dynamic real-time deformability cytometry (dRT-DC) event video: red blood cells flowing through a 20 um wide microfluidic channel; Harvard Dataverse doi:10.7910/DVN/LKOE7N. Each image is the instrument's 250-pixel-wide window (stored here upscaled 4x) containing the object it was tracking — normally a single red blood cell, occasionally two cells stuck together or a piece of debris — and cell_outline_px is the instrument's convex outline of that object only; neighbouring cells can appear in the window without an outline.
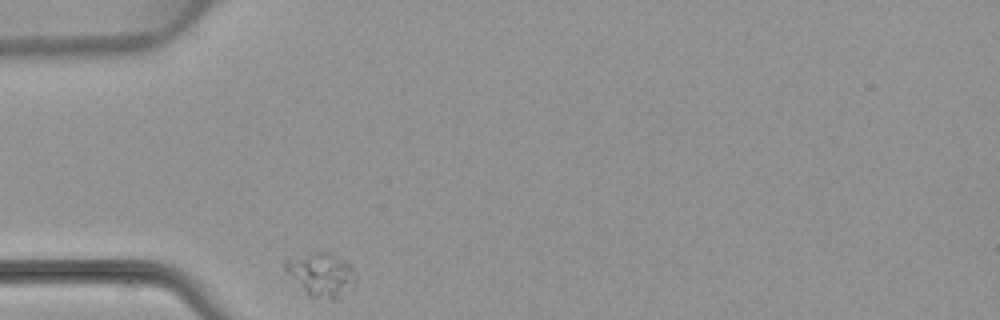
{"species": "common noctule bat (a hibernating species)", "species_latin": "Nyctalus noctula", "temperature_condition": "warm", "stored_images_in_passage": 1, "camera_frame_rate_fps": 3000, "um_per_image_px": 0.085, "animal": {"sex": "female", "body_mass_g": 22.7, "forearm_length_mm": 54.2}, "frame": {"image": 1, "passage_image": 1, "time_ms": 0.0, "image_size_px": [1000, 320], "cell_outline_px": [[356, 280], [352, 288], [336, 300], [332, 300], [308, 296], [284, 268], [284, 260], [316, 252], [324, 252], [344, 260], [352, 268], [356, 276]], "centroid_in_image_um": [27.32, 23.37], "position_along_channel_um": 57.7, "area_um2": 17.57}}